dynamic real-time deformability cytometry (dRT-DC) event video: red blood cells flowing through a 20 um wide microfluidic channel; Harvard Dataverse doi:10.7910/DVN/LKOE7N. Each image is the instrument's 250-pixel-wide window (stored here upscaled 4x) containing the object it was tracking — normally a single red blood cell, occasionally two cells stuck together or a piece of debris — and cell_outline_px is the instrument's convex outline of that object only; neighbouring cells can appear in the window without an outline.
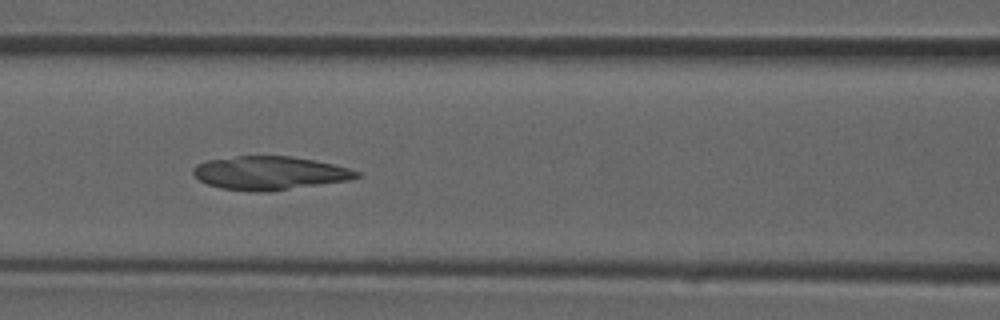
{"species": "common noctule bat (a hibernating species)", "species_latin": "Nyctalus noctula", "temperature_condition": "room temperature", "stored_images_in_passage": 37, "camera_frame_rate_fps": 3000, "um_per_image_px": 0.085, "animal": {"sex": "male", "forearm_length_mm": 52.5}, "frame": {"image": 1, "passage_image": 16, "time_ms": 5.0, "image_size_px": [1000, 320], "cell_outline_px": [[360, 176], [352, 180], [268, 192], [256, 192], [220, 188], [208, 184], [200, 180], [192, 172], [192, 168], [196, 164], [208, 160], [236, 156], [292, 156], [316, 160], [348, 168], [360, 172]], "centroid_in_image_um": [22.94, 14.71], "position_along_channel_um": 143.7, "area_um2": 32.08}}